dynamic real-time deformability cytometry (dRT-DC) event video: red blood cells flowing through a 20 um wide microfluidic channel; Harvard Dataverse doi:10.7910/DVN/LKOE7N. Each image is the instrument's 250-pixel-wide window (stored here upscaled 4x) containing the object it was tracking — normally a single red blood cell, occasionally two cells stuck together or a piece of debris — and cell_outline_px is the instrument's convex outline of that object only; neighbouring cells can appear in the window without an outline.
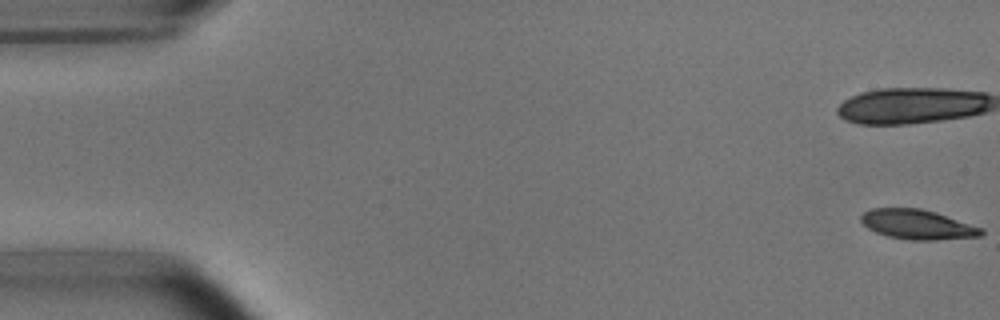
{"species": "common noctule bat (a hibernating species)", "species_latin": "Nyctalus noctula", "temperature_condition": "room temperature", "stored_images_in_passage": 5, "camera_frame_rate_fps": 3000, "um_per_image_px": 0.085, "animal": {"sex": "male", "body_mass_g": 15.6}, "frame": {"image": 1, "passage_image": 1, "time_ms": 0.0, "image_size_px": [1000, 320], "cell_outline_px": [[984, 232], [980, 236], [936, 240], [908, 240], [888, 236], [876, 232], [868, 228], [860, 220], [860, 216], [864, 212], [872, 208], [920, 208], [936, 212], [984, 228]], "centroid_in_image_um": [78.0, 19.08], "position_along_channel_um": 7.0, "area_um2": 20.87}}